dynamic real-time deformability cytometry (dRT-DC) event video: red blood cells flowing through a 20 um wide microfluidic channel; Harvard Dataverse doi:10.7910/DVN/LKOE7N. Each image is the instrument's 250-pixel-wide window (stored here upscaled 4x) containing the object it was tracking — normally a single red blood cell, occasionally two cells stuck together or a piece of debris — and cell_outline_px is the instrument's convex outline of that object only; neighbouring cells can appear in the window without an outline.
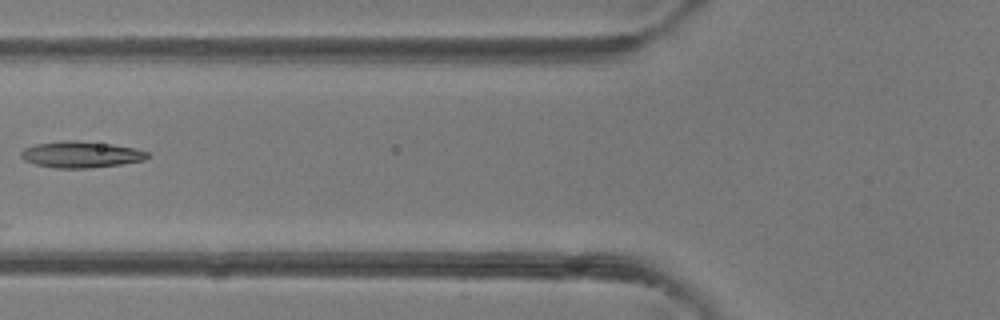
{"species": "common noctule bat (a hibernating species)", "species_latin": "Nyctalus noctula", "temperature_condition": "room temperature", "stored_images_in_passage": 4, "camera_frame_rate_fps": 3000, "um_per_image_px": 0.085, "animal": {"sex": "female"}, "frame": {"image": 1, "passage_image": 4, "time_ms": 3.333, "image_size_px": [1000, 320], "cell_outline_px": [[148, 156], [144, 160], [120, 164], [92, 168], [56, 168], [36, 164], [24, 160], [20, 156], [20, 152], [24, 148], [36, 144], [60, 140], [76, 140], [112, 144], [136, 148], [148, 152]], "centroid_in_image_um": [6.86, 13.12], "position_along_channel_um": 118.9, "area_um2": 19.48}}